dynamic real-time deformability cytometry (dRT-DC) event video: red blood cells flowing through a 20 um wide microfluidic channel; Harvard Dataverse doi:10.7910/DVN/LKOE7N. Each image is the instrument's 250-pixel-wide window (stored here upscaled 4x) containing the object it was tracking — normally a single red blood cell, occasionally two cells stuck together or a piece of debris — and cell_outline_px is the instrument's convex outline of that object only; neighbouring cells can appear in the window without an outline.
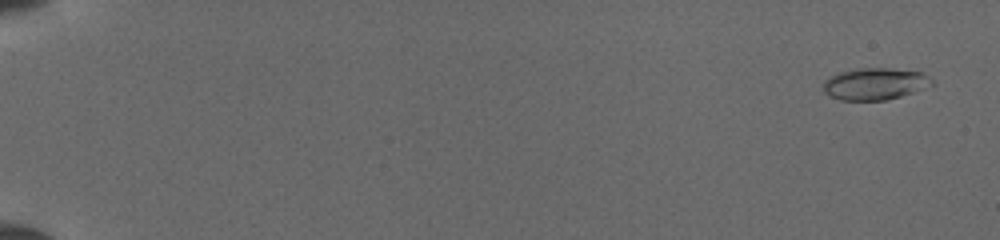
{"species": "common noctule bat (a hibernating species)", "species_latin": "Nyctalus noctula", "temperature_condition": "cold", "stored_images_in_passage": 53, "camera_frame_rate_fps": 3000, "um_per_image_px": 0.085, "animal": {"sex": "female", "body_mass_g": 19.5, "forearm_length_mm": 54.1}, "frame": {"image": 1, "passage_image": 3, "time_ms": 0.667, "image_size_px": [1000, 240], "cell_outline_px": [[936, 84], [900, 96], [884, 100], [840, 100], [824, 92], [824, 80], [840, 72], [856, 68], [888, 68], [920, 72], [928, 76]], "centroid_in_image_um": [74.37, 7.12], "position_along_channel_um": 10.6, "area_um2": 19.94}}
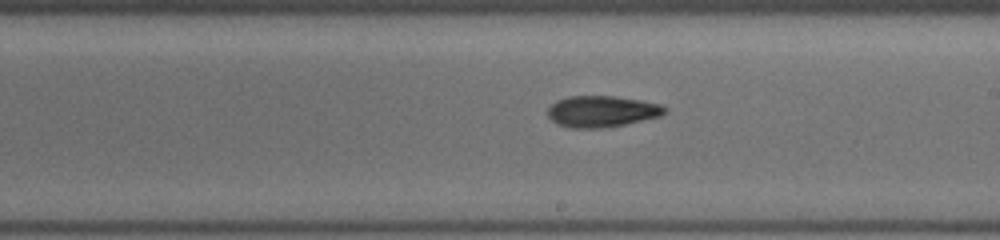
{"frame": {"image": 2, "passage_image": 33, "time_ms": 10.667, "image_size_px": [1000, 240], "cell_outline_px": [[668, 108], [660, 116], [624, 124], [596, 128], [572, 128], [556, 124], [548, 116], [548, 108], [556, 100], [568, 96], [616, 96], [640, 100], [660, 104]], "centroid_in_image_um": [51.13, 9.46], "position_along_channel_um": 237.9, "area_um2": 21.21}}
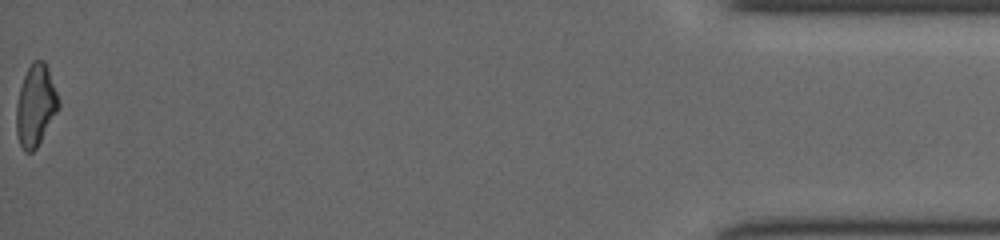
{"frame": {"image": 3, "passage_image": 53, "time_ms": 17.333, "image_size_px": [1000, 240], "cell_outline_px": [[60, 108], [36, 148], [32, 152], [24, 152], [20, 144], [16, 132], [16, 104], [20, 88], [24, 76], [32, 60], [44, 60], [48, 68], [60, 104]], "centroid_in_image_um": [3.02, 8.97], "position_along_channel_um": 432.2, "area_um2": 20.0}}